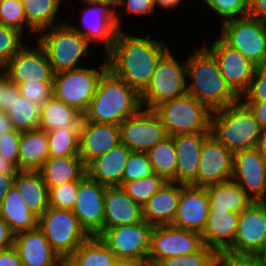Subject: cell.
I'll return each mask as SVG.
<instances>
[{"instance_id": "37", "label": "cell", "mask_w": 266, "mask_h": 266, "mask_svg": "<svg viewBox=\"0 0 266 266\" xmlns=\"http://www.w3.org/2000/svg\"><path fill=\"white\" fill-rule=\"evenodd\" d=\"M41 106L14 92V101L6 112L15 130L24 132L39 128Z\"/></svg>"}, {"instance_id": "51", "label": "cell", "mask_w": 266, "mask_h": 266, "mask_svg": "<svg viewBox=\"0 0 266 266\" xmlns=\"http://www.w3.org/2000/svg\"><path fill=\"white\" fill-rule=\"evenodd\" d=\"M125 6V12L135 15H152L154 13L153 0H117V6Z\"/></svg>"}, {"instance_id": "30", "label": "cell", "mask_w": 266, "mask_h": 266, "mask_svg": "<svg viewBox=\"0 0 266 266\" xmlns=\"http://www.w3.org/2000/svg\"><path fill=\"white\" fill-rule=\"evenodd\" d=\"M47 188L80 181L87 174L80 155L49 157L38 170Z\"/></svg>"}, {"instance_id": "31", "label": "cell", "mask_w": 266, "mask_h": 266, "mask_svg": "<svg viewBox=\"0 0 266 266\" xmlns=\"http://www.w3.org/2000/svg\"><path fill=\"white\" fill-rule=\"evenodd\" d=\"M21 199L40 217L49 207L48 188L39 171L19 170L14 179Z\"/></svg>"}, {"instance_id": "5", "label": "cell", "mask_w": 266, "mask_h": 266, "mask_svg": "<svg viewBox=\"0 0 266 266\" xmlns=\"http://www.w3.org/2000/svg\"><path fill=\"white\" fill-rule=\"evenodd\" d=\"M153 111L168 136L209 132L212 111L188 93L157 105Z\"/></svg>"}, {"instance_id": "18", "label": "cell", "mask_w": 266, "mask_h": 266, "mask_svg": "<svg viewBox=\"0 0 266 266\" xmlns=\"http://www.w3.org/2000/svg\"><path fill=\"white\" fill-rule=\"evenodd\" d=\"M24 46L2 69L18 86L27 82L53 81L54 71L44 48Z\"/></svg>"}, {"instance_id": "16", "label": "cell", "mask_w": 266, "mask_h": 266, "mask_svg": "<svg viewBox=\"0 0 266 266\" xmlns=\"http://www.w3.org/2000/svg\"><path fill=\"white\" fill-rule=\"evenodd\" d=\"M105 4L88 3V8L83 11V30L79 26H72L86 41L91 45V42H100L103 44L104 51L108 53L113 46L118 31L120 30L121 20L118 14ZM82 29V30H81Z\"/></svg>"}, {"instance_id": "46", "label": "cell", "mask_w": 266, "mask_h": 266, "mask_svg": "<svg viewBox=\"0 0 266 266\" xmlns=\"http://www.w3.org/2000/svg\"><path fill=\"white\" fill-rule=\"evenodd\" d=\"M224 21L247 16L248 0H204Z\"/></svg>"}, {"instance_id": "48", "label": "cell", "mask_w": 266, "mask_h": 266, "mask_svg": "<svg viewBox=\"0 0 266 266\" xmlns=\"http://www.w3.org/2000/svg\"><path fill=\"white\" fill-rule=\"evenodd\" d=\"M18 87L22 96L40 106L53 95V81L27 82Z\"/></svg>"}, {"instance_id": "29", "label": "cell", "mask_w": 266, "mask_h": 266, "mask_svg": "<svg viewBox=\"0 0 266 266\" xmlns=\"http://www.w3.org/2000/svg\"><path fill=\"white\" fill-rule=\"evenodd\" d=\"M83 121L84 114L53 95L40 108L39 128L46 132L55 129L81 132Z\"/></svg>"}, {"instance_id": "6", "label": "cell", "mask_w": 266, "mask_h": 266, "mask_svg": "<svg viewBox=\"0 0 266 266\" xmlns=\"http://www.w3.org/2000/svg\"><path fill=\"white\" fill-rule=\"evenodd\" d=\"M62 23L44 29L36 40L44 48L54 73L81 68L80 58L88 53L90 47L69 23Z\"/></svg>"}, {"instance_id": "17", "label": "cell", "mask_w": 266, "mask_h": 266, "mask_svg": "<svg viewBox=\"0 0 266 266\" xmlns=\"http://www.w3.org/2000/svg\"><path fill=\"white\" fill-rule=\"evenodd\" d=\"M232 181L253 201H266V160L256 148L234 153Z\"/></svg>"}, {"instance_id": "43", "label": "cell", "mask_w": 266, "mask_h": 266, "mask_svg": "<svg viewBox=\"0 0 266 266\" xmlns=\"http://www.w3.org/2000/svg\"><path fill=\"white\" fill-rule=\"evenodd\" d=\"M0 25L23 31L26 19L22 0H0Z\"/></svg>"}, {"instance_id": "55", "label": "cell", "mask_w": 266, "mask_h": 266, "mask_svg": "<svg viewBox=\"0 0 266 266\" xmlns=\"http://www.w3.org/2000/svg\"><path fill=\"white\" fill-rule=\"evenodd\" d=\"M254 112L261 128L266 126V100L243 101Z\"/></svg>"}, {"instance_id": "32", "label": "cell", "mask_w": 266, "mask_h": 266, "mask_svg": "<svg viewBox=\"0 0 266 266\" xmlns=\"http://www.w3.org/2000/svg\"><path fill=\"white\" fill-rule=\"evenodd\" d=\"M48 158V132L40 128L21 132L19 170L38 171Z\"/></svg>"}, {"instance_id": "33", "label": "cell", "mask_w": 266, "mask_h": 266, "mask_svg": "<svg viewBox=\"0 0 266 266\" xmlns=\"http://www.w3.org/2000/svg\"><path fill=\"white\" fill-rule=\"evenodd\" d=\"M209 211H231L240 214L254 201L232 180L205 187Z\"/></svg>"}, {"instance_id": "39", "label": "cell", "mask_w": 266, "mask_h": 266, "mask_svg": "<svg viewBox=\"0 0 266 266\" xmlns=\"http://www.w3.org/2000/svg\"><path fill=\"white\" fill-rule=\"evenodd\" d=\"M167 182L163 176L154 173L151 176L124 183L121 187L134 202L142 207Z\"/></svg>"}, {"instance_id": "19", "label": "cell", "mask_w": 266, "mask_h": 266, "mask_svg": "<svg viewBox=\"0 0 266 266\" xmlns=\"http://www.w3.org/2000/svg\"><path fill=\"white\" fill-rule=\"evenodd\" d=\"M266 236V201H254L239 214L233 244L227 249L235 253L258 254Z\"/></svg>"}, {"instance_id": "24", "label": "cell", "mask_w": 266, "mask_h": 266, "mask_svg": "<svg viewBox=\"0 0 266 266\" xmlns=\"http://www.w3.org/2000/svg\"><path fill=\"white\" fill-rule=\"evenodd\" d=\"M209 132L173 136L177 156L176 183L197 186V172L204 140Z\"/></svg>"}, {"instance_id": "53", "label": "cell", "mask_w": 266, "mask_h": 266, "mask_svg": "<svg viewBox=\"0 0 266 266\" xmlns=\"http://www.w3.org/2000/svg\"><path fill=\"white\" fill-rule=\"evenodd\" d=\"M14 238L15 234L12 232L8 223L0 217V251L13 246Z\"/></svg>"}, {"instance_id": "64", "label": "cell", "mask_w": 266, "mask_h": 266, "mask_svg": "<svg viewBox=\"0 0 266 266\" xmlns=\"http://www.w3.org/2000/svg\"><path fill=\"white\" fill-rule=\"evenodd\" d=\"M86 3H99L108 5L111 9L117 6V0H84Z\"/></svg>"}, {"instance_id": "15", "label": "cell", "mask_w": 266, "mask_h": 266, "mask_svg": "<svg viewBox=\"0 0 266 266\" xmlns=\"http://www.w3.org/2000/svg\"><path fill=\"white\" fill-rule=\"evenodd\" d=\"M205 45L216 57L220 72L231 89L241 98L248 90L256 65L240 51L231 48L221 38Z\"/></svg>"}, {"instance_id": "22", "label": "cell", "mask_w": 266, "mask_h": 266, "mask_svg": "<svg viewBox=\"0 0 266 266\" xmlns=\"http://www.w3.org/2000/svg\"><path fill=\"white\" fill-rule=\"evenodd\" d=\"M119 143V125L83 121L79 134V155L86 167Z\"/></svg>"}, {"instance_id": "52", "label": "cell", "mask_w": 266, "mask_h": 266, "mask_svg": "<svg viewBox=\"0 0 266 266\" xmlns=\"http://www.w3.org/2000/svg\"><path fill=\"white\" fill-rule=\"evenodd\" d=\"M247 16L266 23V0H248Z\"/></svg>"}, {"instance_id": "60", "label": "cell", "mask_w": 266, "mask_h": 266, "mask_svg": "<svg viewBox=\"0 0 266 266\" xmlns=\"http://www.w3.org/2000/svg\"><path fill=\"white\" fill-rule=\"evenodd\" d=\"M18 171V168L12 162L0 156V173L16 174Z\"/></svg>"}, {"instance_id": "62", "label": "cell", "mask_w": 266, "mask_h": 266, "mask_svg": "<svg viewBox=\"0 0 266 266\" xmlns=\"http://www.w3.org/2000/svg\"><path fill=\"white\" fill-rule=\"evenodd\" d=\"M183 0H153L154 7L156 8L159 5L163 9L174 8L182 3Z\"/></svg>"}, {"instance_id": "49", "label": "cell", "mask_w": 266, "mask_h": 266, "mask_svg": "<svg viewBox=\"0 0 266 266\" xmlns=\"http://www.w3.org/2000/svg\"><path fill=\"white\" fill-rule=\"evenodd\" d=\"M240 99L245 101L266 100V63L256 66L250 86Z\"/></svg>"}, {"instance_id": "21", "label": "cell", "mask_w": 266, "mask_h": 266, "mask_svg": "<svg viewBox=\"0 0 266 266\" xmlns=\"http://www.w3.org/2000/svg\"><path fill=\"white\" fill-rule=\"evenodd\" d=\"M209 215L206 188L181 184V197L171 226L202 233Z\"/></svg>"}, {"instance_id": "10", "label": "cell", "mask_w": 266, "mask_h": 266, "mask_svg": "<svg viewBox=\"0 0 266 266\" xmlns=\"http://www.w3.org/2000/svg\"><path fill=\"white\" fill-rule=\"evenodd\" d=\"M220 38L256 66L266 63V23L245 16L224 21Z\"/></svg>"}, {"instance_id": "12", "label": "cell", "mask_w": 266, "mask_h": 266, "mask_svg": "<svg viewBox=\"0 0 266 266\" xmlns=\"http://www.w3.org/2000/svg\"><path fill=\"white\" fill-rule=\"evenodd\" d=\"M120 128V142L133 152L147 153L157 143L168 137L166 129L157 114L141 108L127 118Z\"/></svg>"}, {"instance_id": "26", "label": "cell", "mask_w": 266, "mask_h": 266, "mask_svg": "<svg viewBox=\"0 0 266 266\" xmlns=\"http://www.w3.org/2000/svg\"><path fill=\"white\" fill-rule=\"evenodd\" d=\"M131 151L120 142L87 166V174L106 187L122 186L123 171Z\"/></svg>"}, {"instance_id": "28", "label": "cell", "mask_w": 266, "mask_h": 266, "mask_svg": "<svg viewBox=\"0 0 266 266\" xmlns=\"http://www.w3.org/2000/svg\"><path fill=\"white\" fill-rule=\"evenodd\" d=\"M239 214L231 211H209L205 227L200 234L203 244L216 252L227 250L234 241Z\"/></svg>"}, {"instance_id": "8", "label": "cell", "mask_w": 266, "mask_h": 266, "mask_svg": "<svg viewBox=\"0 0 266 266\" xmlns=\"http://www.w3.org/2000/svg\"><path fill=\"white\" fill-rule=\"evenodd\" d=\"M38 227L43 231L52 249L66 261L90 236L69 209L49 206L39 217Z\"/></svg>"}, {"instance_id": "54", "label": "cell", "mask_w": 266, "mask_h": 266, "mask_svg": "<svg viewBox=\"0 0 266 266\" xmlns=\"http://www.w3.org/2000/svg\"><path fill=\"white\" fill-rule=\"evenodd\" d=\"M0 266H23L14 246L0 251Z\"/></svg>"}, {"instance_id": "42", "label": "cell", "mask_w": 266, "mask_h": 266, "mask_svg": "<svg viewBox=\"0 0 266 266\" xmlns=\"http://www.w3.org/2000/svg\"><path fill=\"white\" fill-rule=\"evenodd\" d=\"M22 32L0 25V68H3L23 47Z\"/></svg>"}, {"instance_id": "61", "label": "cell", "mask_w": 266, "mask_h": 266, "mask_svg": "<svg viewBox=\"0 0 266 266\" xmlns=\"http://www.w3.org/2000/svg\"><path fill=\"white\" fill-rule=\"evenodd\" d=\"M256 149L258 150L260 155L266 160V126L261 128Z\"/></svg>"}, {"instance_id": "57", "label": "cell", "mask_w": 266, "mask_h": 266, "mask_svg": "<svg viewBox=\"0 0 266 266\" xmlns=\"http://www.w3.org/2000/svg\"><path fill=\"white\" fill-rule=\"evenodd\" d=\"M16 174H3L0 173V207L3 202V198L9 192L14 185V179Z\"/></svg>"}, {"instance_id": "7", "label": "cell", "mask_w": 266, "mask_h": 266, "mask_svg": "<svg viewBox=\"0 0 266 266\" xmlns=\"http://www.w3.org/2000/svg\"><path fill=\"white\" fill-rule=\"evenodd\" d=\"M185 78L187 63H179L169 48L158 61L148 86L140 94L142 108L153 110L165 101L187 94Z\"/></svg>"}, {"instance_id": "65", "label": "cell", "mask_w": 266, "mask_h": 266, "mask_svg": "<svg viewBox=\"0 0 266 266\" xmlns=\"http://www.w3.org/2000/svg\"><path fill=\"white\" fill-rule=\"evenodd\" d=\"M257 256L266 262V236L262 246V250L257 254Z\"/></svg>"}, {"instance_id": "11", "label": "cell", "mask_w": 266, "mask_h": 266, "mask_svg": "<svg viewBox=\"0 0 266 266\" xmlns=\"http://www.w3.org/2000/svg\"><path fill=\"white\" fill-rule=\"evenodd\" d=\"M153 225L135 224L104 229L98 236L116 258L148 259Z\"/></svg>"}, {"instance_id": "4", "label": "cell", "mask_w": 266, "mask_h": 266, "mask_svg": "<svg viewBox=\"0 0 266 266\" xmlns=\"http://www.w3.org/2000/svg\"><path fill=\"white\" fill-rule=\"evenodd\" d=\"M261 127L254 112L241 99L212 112L209 134L232 153L256 148Z\"/></svg>"}, {"instance_id": "41", "label": "cell", "mask_w": 266, "mask_h": 266, "mask_svg": "<svg viewBox=\"0 0 266 266\" xmlns=\"http://www.w3.org/2000/svg\"><path fill=\"white\" fill-rule=\"evenodd\" d=\"M216 251L205 244L196 252L160 260L155 266H211Z\"/></svg>"}, {"instance_id": "3", "label": "cell", "mask_w": 266, "mask_h": 266, "mask_svg": "<svg viewBox=\"0 0 266 266\" xmlns=\"http://www.w3.org/2000/svg\"><path fill=\"white\" fill-rule=\"evenodd\" d=\"M141 108L140 95L108 69L99 80L84 121L120 125Z\"/></svg>"}, {"instance_id": "58", "label": "cell", "mask_w": 266, "mask_h": 266, "mask_svg": "<svg viewBox=\"0 0 266 266\" xmlns=\"http://www.w3.org/2000/svg\"><path fill=\"white\" fill-rule=\"evenodd\" d=\"M148 259L116 258L113 266H150Z\"/></svg>"}, {"instance_id": "47", "label": "cell", "mask_w": 266, "mask_h": 266, "mask_svg": "<svg viewBox=\"0 0 266 266\" xmlns=\"http://www.w3.org/2000/svg\"><path fill=\"white\" fill-rule=\"evenodd\" d=\"M215 263L217 266H266L256 254L235 253L229 250L216 252Z\"/></svg>"}, {"instance_id": "1", "label": "cell", "mask_w": 266, "mask_h": 266, "mask_svg": "<svg viewBox=\"0 0 266 266\" xmlns=\"http://www.w3.org/2000/svg\"><path fill=\"white\" fill-rule=\"evenodd\" d=\"M164 41L131 36L118 31L112 49L106 54L108 69L139 95L148 86L155 67L169 49Z\"/></svg>"}, {"instance_id": "14", "label": "cell", "mask_w": 266, "mask_h": 266, "mask_svg": "<svg viewBox=\"0 0 266 266\" xmlns=\"http://www.w3.org/2000/svg\"><path fill=\"white\" fill-rule=\"evenodd\" d=\"M105 191L106 186L101 185L88 174L78 183L72 211L90 236H98L104 230Z\"/></svg>"}, {"instance_id": "56", "label": "cell", "mask_w": 266, "mask_h": 266, "mask_svg": "<svg viewBox=\"0 0 266 266\" xmlns=\"http://www.w3.org/2000/svg\"><path fill=\"white\" fill-rule=\"evenodd\" d=\"M16 83L11 82L10 80L6 83L3 88V103L0 106V111L7 112L10 109L12 102L14 101V92L18 89Z\"/></svg>"}, {"instance_id": "2", "label": "cell", "mask_w": 266, "mask_h": 266, "mask_svg": "<svg viewBox=\"0 0 266 266\" xmlns=\"http://www.w3.org/2000/svg\"><path fill=\"white\" fill-rule=\"evenodd\" d=\"M186 63L187 76L193 79L187 93L212 112L240 100L222 76L216 57L205 45L194 50Z\"/></svg>"}, {"instance_id": "20", "label": "cell", "mask_w": 266, "mask_h": 266, "mask_svg": "<svg viewBox=\"0 0 266 266\" xmlns=\"http://www.w3.org/2000/svg\"><path fill=\"white\" fill-rule=\"evenodd\" d=\"M233 165L234 153L209 135L202 144L197 186L205 188L232 180Z\"/></svg>"}, {"instance_id": "44", "label": "cell", "mask_w": 266, "mask_h": 266, "mask_svg": "<svg viewBox=\"0 0 266 266\" xmlns=\"http://www.w3.org/2000/svg\"><path fill=\"white\" fill-rule=\"evenodd\" d=\"M154 174L147 153L132 152L123 171L122 185Z\"/></svg>"}, {"instance_id": "66", "label": "cell", "mask_w": 266, "mask_h": 266, "mask_svg": "<svg viewBox=\"0 0 266 266\" xmlns=\"http://www.w3.org/2000/svg\"><path fill=\"white\" fill-rule=\"evenodd\" d=\"M59 266H70L67 261H63Z\"/></svg>"}, {"instance_id": "34", "label": "cell", "mask_w": 266, "mask_h": 266, "mask_svg": "<svg viewBox=\"0 0 266 266\" xmlns=\"http://www.w3.org/2000/svg\"><path fill=\"white\" fill-rule=\"evenodd\" d=\"M0 217L8 223L15 235L38 227L39 217L28 208L14 185L3 198Z\"/></svg>"}, {"instance_id": "27", "label": "cell", "mask_w": 266, "mask_h": 266, "mask_svg": "<svg viewBox=\"0 0 266 266\" xmlns=\"http://www.w3.org/2000/svg\"><path fill=\"white\" fill-rule=\"evenodd\" d=\"M181 197V184L167 182L142 206V218L153 226L171 225Z\"/></svg>"}, {"instance_id": "63", "label": "cell", "mask_w": 266, "mask_h": 266, "mask_svg": "<svg viewBox=\"0 0 266 266\" xmlns=\"http://www.w3.org/2000/svg\"><path fill=\"white\" fill-rule=\"evenodd\" d=\"M8 81H9V78L6 72L2 68H0V106L3 103V88Z\"/></svg>"}, {"instance_id": "23", "label": "cell", "mask_w": 266, "mask_h": 266, "mask_svg": "<svg viewBox=\"0 0 266 266\" xmlns=\"http://www.w3.org/2000/svg\"><path fill=\"white\" fill-rule=\"evenodd\" d=\"M13 246L23 266H59L63 262L39 227L17 233Z\"/></svg>"}, {"instance_id": "35", "label": "cell", "mask_w": 266, "mask_h": 266, "mask_svg": "<svg viewBox=\"0 0 266 266\" xmlns=\"http://www.w3.org/2000/svg\"><path fill=\"white\" fill-rule=\"evenodd\" d=\"M115 254L99 236H89L66 260L70 266H113Z\"/></svg>"}, {"instance_id": "9", "label": "cell", "mask_w": 266, "mask_h": 266, "mask_svg": "<svg viewBox=\"0 0 266 266\" xmlns=\"http://www.w3.org/2000/svg\"><path fill=\"white\" fill-rule=\"evenodd\" d=\"M101 71L96 68H79L54 74L53 96L84 114L102 75L108 70L105 57Z\"/></svg>"}, {"instance_id": "25", "label": "cell", "mask_w": 266, "mask_h": 266, "mask_svg": "<svg viewBox=\"0 0 266 266\" xmlns=\"http://www.w3.org/2000/svg\"><path fill=\"white\" fill-rule=\"evenodd\" d=\"M142 207L121 186L106 187L104 197V229L139 223Z\"/></svg>"}, {"instance_id": "50", "label": "cell", "mask_w": 266, "mask_h": 266, "mask_svg": "<svg viewBox=\"0 0 266 266\" xmlns=\"http://www.w3.org/2000/svg\"><path fill=\"white\" fill-rule=\"evenodd\" d=\"M21 132L14 130L0 136V156L12 162L19 170V144Z\"/></svg>"}, {"instance_id": "40", "label": "cell", "mask_w": 266, "mask_h": 266, "mask_svg": "<svg viewBox=\"0 0 266 266\" xmlns=\"http://www.w3.org/2000/svg\"><path fill=\"white\" fill-rule=\"evenodd\" d=\"M79 134L65 129L48 131L49 157L79 155Z\"/></svg>"}, {"instance_id": "38", "label": "cell", "mask_w": 266, "mask_h": 266, "mask_svg": "<svg viewBox=\"0 0 266 266\" xmlns=\"http://www.w3.org/2000/svg\"><path fill=\"white\" fill-rule=\"evenodd\" d=\"M147 156L155 174L176 183L177 156L172 136L157 143L147 152Z\"/></svg>"}, {"instance_id": "13", "label": "cell", "mask_w": 266, "mask_h": 266, "mask_svg": "<svg viewBox=\"0 0 266 266\" xmlns=\"http://www.w3.org/2000/svg\"><path fill=\"white\" fill-rule=\"evenodd\" d=\"M203 245L202 237L197 232L171 225H157L151 232L148 260L151 265H156L166 258L194 253Z\"/></svg>"}, {"instance_id": "45", "label": "cell", "mask_w": 266, "mask_h": 266, "mask_svg": "<svg viewBox=\"0 0 266 266\" xmlns=\"http://www.w3.org/2000/svg\"><path fill=\"white\" fill-rule=\"evenodd\" d=\"M78 183L67 182L48 189L49 206L57 209L72 210L75 204L78 191Z\"/></svg>"}, {"instance_id": "59", "label": "cell", "mask_w": 266, "mask_h": 266, "mask_svg": "<svg viewBox=\"0 0 266 266\" xmlns=\"http://www.w3.org/2000/svg\"><path fill=\"white\" fill-rule=\"evenodd\" d=\"M15 129L6 112L0 111V136L13 132Z\"/></svg>"}, {"instance_id": "36", "label": "cell", "mask_w": 266, "mask_h": 266, "mask_svg": "<svg viewBox=\"0 0 266 266\" xmlns=\"http://www.w3.org/2000/svg\"><path fill=\"white\" fill-rule=\"evenodd\" d=\"M26 25L31 33L53 27L61 0H22Z\"/></svg>"}]
</instances>
